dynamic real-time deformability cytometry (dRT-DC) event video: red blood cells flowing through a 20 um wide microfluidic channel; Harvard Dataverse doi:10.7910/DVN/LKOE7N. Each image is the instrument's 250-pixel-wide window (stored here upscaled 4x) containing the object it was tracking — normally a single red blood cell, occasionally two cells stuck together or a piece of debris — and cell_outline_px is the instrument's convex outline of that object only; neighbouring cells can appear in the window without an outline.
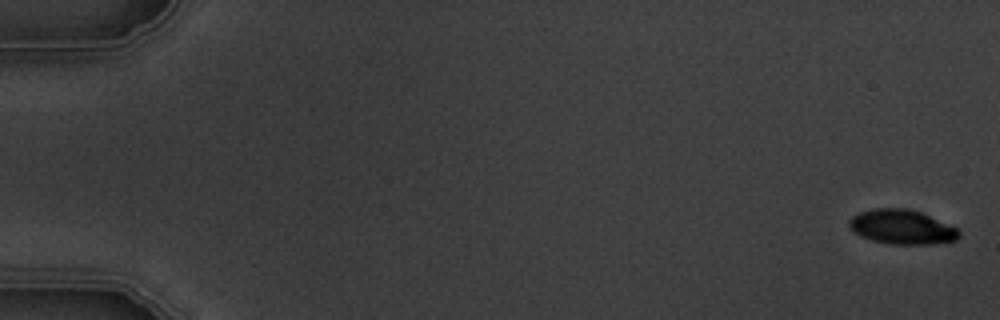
{"species": "common noctule bat (a hibernating species)", "species_latin": "Nyctalus noctula", "temperature_condition": "warm", "stored_images_in_passage": 5, "camera_frame_rate_fps": 3000, "um_per_image_px": 0.085, "animal": {"sex": "male", "body_mass_g": 19.5, "forearm_length_mm": 54.6}, "frame": {"image": 1, "passage_image": 1, "time_ms": 0.0, "image_size_px": [1000, 320], "cell_outline_px": [[960, 236], [956, 240], [928, 244], [892, 244], [872, 240], [860, 236], [848, 224], [848, 220], [852, 216], [860, 212], [872, 208], [908, 208], [920, 212], [956, 228], [960, 232]], "centroid_in_image_um": [76.63, 19.28], "position_along_channel_um": 8.4, "area_um2": 21.79}}
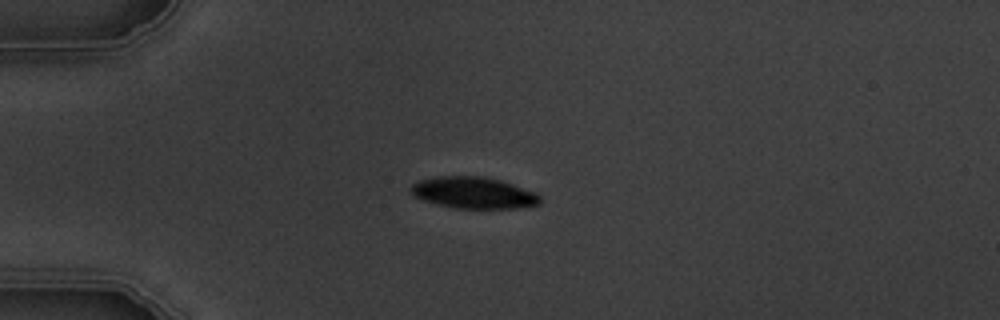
{"frame": {"image": 2, "passage_image": 5, "time_ms": 4.667, "image_size_px": [1000, 320], "cell_outline_px": [[540, 204], [516, 208], [456, 208], [424, 200], [416, 196], [412, 192], [412, 184], [420, 180], [436, 176], [484, 176], [500, 180], [536, 192], [540, 196]], "centroid_in_image_um": [40.29, 16.37], "position_along_channel_um": 44.7, "area_um2": 23.41}}